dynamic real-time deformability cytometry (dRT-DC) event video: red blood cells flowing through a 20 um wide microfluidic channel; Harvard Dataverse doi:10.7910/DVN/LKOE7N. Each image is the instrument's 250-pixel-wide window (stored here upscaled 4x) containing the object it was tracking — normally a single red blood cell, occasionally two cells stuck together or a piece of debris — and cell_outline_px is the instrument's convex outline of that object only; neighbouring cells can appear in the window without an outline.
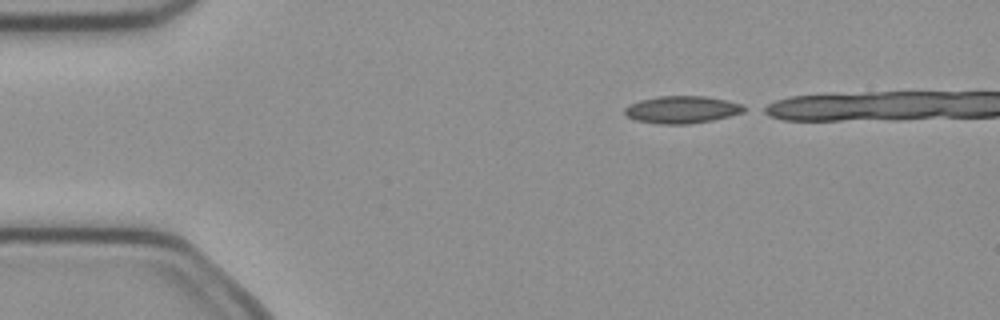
{"species": "common noctule bat (a hibernating species)", "species_latin": "Nyctalus noctula", "temperature_condition": "cold", "stored_images_in_passage": 27, "camera_frame_rate_fps": 3000, "um_per_image_px": 0.085, "animal": {"sex": "female", "body_mass_g": 21.9}, "frame": {"image": 1, "passage_image": 1, "time_ms": 0.0, "image_size_px": [1000, 320], "cell_outline_px": [[752, 108], [744, 112], [712, 120], [688, 124], [660, 124], [636, 120], [628, 116], [624, 112], [624, 108], [628, 104], [640, 100], [660, 96], [704, 96], [728, 100], [744, 104]], "centroid_in_image_um": [58.03, 9.31], "position_along_channel_um": 27.0, "area_um2": 19.19}}
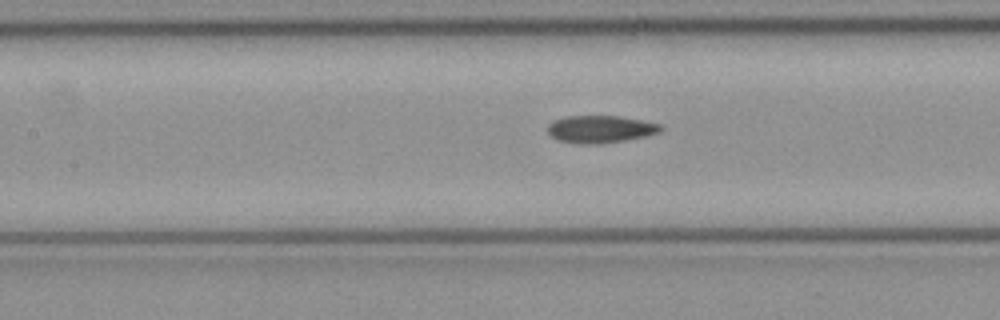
{"frame": {"image": 2, "passage_image": 15, "time_ms": 4.667, "image_size_px": [1000, 320], "cell_outline_px": [[664, 128], [660, 132], [644, 136], [624, 140], [600, 144], [576, 144], [560, 140], [552, 136], [548, 132], [548, 124], [564, 116], [620, 116], [660, 124]], "centroid_in_image_um": [51.03, 10.98], "position_along_channel_um": 156.4, "area_um2": 17.92}}
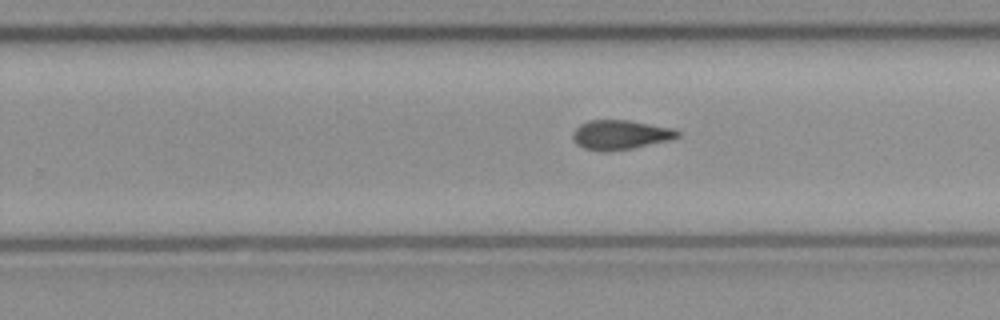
{"frame": {"image": 3, "passage_image": 24, "time_ms": 7.667, "image_size_px": [1000, 320], "cell_outline_px": [[680, 136], [668, 140], [632, 148], [608, 152], [600, 152], [584, 148], [576, 144], [572, 136], [572, 132], [580, 124], [588, 120], [628, 120], [676, 128], [680, 132]], "centroid_in_image_um": [52.72, 11.45], "position_along_channel_um": 277.1, "area_um2": 18.15}}